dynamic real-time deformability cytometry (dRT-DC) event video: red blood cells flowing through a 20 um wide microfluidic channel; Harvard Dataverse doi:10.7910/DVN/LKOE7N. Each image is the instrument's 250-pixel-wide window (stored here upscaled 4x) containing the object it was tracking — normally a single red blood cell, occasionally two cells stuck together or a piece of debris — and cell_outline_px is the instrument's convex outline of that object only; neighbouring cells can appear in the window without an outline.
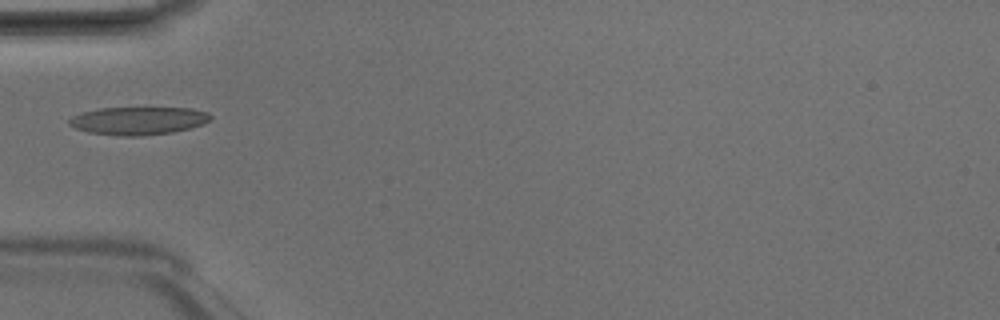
{"species": "Egyptian fruit bat (a non-hibernating species)", "species_latin": "Rousettus aegyptiacus", "temperature_condition": "room temperature", "stored_images_in_passage": 5, "camera_frame_rate_fps": 3000, "um_per_image_px": 0.085, "animal": {"sex": "male"}, "frame": {"image": 1, "passage_image": 5, "time_ms": 1.333, "image_size_px": [1000, 320], "cell_outline_px": [[212, 120], [204, 124], [172, 132], [140, 136], [120, 136], [88, 132], [76, 128], [68, 124], [68, 120], [72, 116], [84, 112], [100, 108], [192, 108], [208, 112], [212, 116]], "centroid_in_image_um": [11.78, 10.26], "position_along_channel_um": 73.2, "area_um2": 23.0}}